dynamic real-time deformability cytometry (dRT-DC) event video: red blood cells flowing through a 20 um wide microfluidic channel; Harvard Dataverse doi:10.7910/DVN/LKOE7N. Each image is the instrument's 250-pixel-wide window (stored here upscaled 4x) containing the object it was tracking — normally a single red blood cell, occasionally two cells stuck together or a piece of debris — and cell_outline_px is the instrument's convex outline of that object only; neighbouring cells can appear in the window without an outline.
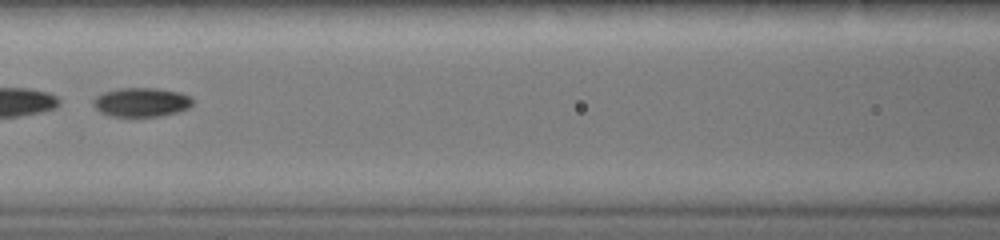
{"species": "common noctule bat (a hibernating species)", "species_latin": "Nyctalus noctula", "temperature_condition": "warm", "stored_images_in_passage": 31, "camera_frame_rate_fps": 3000, "um_per_image_px": 0.085, "animal": {"sex": "female", "body_mass_g": 19.0, "forearm_length_mm": 51.5}, "frame": {"image": 1, "passage_image": 14, "time_ms": 4.333, "image_size_px": [1000, 240], "cell_outline_px": [[192, 104], [188, 108], [176, 112], [160, 116], [112, 116], [100, 112], [92, 104], [92, 100], [96, 96], [104, 92], [120, 88], [156, 88], [180, 92], [192, 96]], "centroid_in_image_um": [12.01, 8.68], "position_along_channel_um": 154.6, "area_um2": 16.82}}